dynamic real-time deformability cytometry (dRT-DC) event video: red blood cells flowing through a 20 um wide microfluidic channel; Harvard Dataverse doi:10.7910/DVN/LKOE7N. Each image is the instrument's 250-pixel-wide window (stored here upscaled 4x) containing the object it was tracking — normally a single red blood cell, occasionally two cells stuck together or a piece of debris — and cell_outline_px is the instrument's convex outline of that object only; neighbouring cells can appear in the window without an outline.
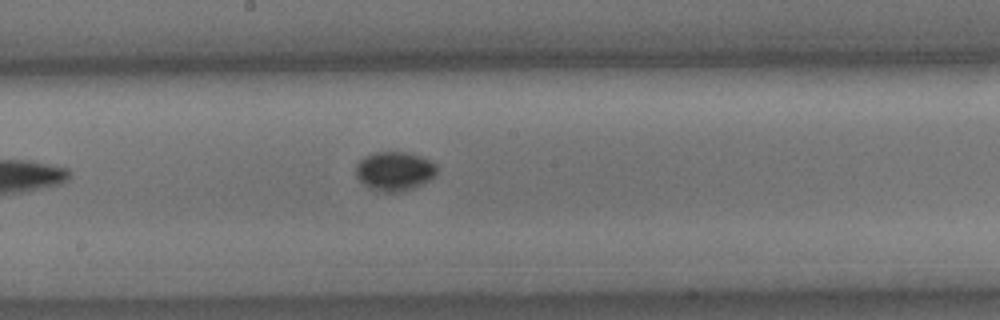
{"species": "common noctule bat (a hibernating species)", "species_latin": "Nyctalus noctula", "temperature_condition": "cold", "stored_images_in_passage": 8, "camera_frame_rate_fps": 3000, "um_per_image_px": 0.085, "animal": {"sex": "male", "body_mass_g": 15.6}, "frame": {"image": 1, "passage_image": 8, "time_ms": 2.333, "image_size_px": [1000, 320], "cell_outline_px": [[436, 176], [412, 188], [396, 192], [380, 192], [364, 184], [356, 176], [356, 164], [364, 156], [372, 152], [404, 152], [420, 156], [432, 160], [436, 164]], "centroid_in_image_um": [33.53, 14.53], "position_along_channel_um": 214.7, "area_um2": 18.38}}